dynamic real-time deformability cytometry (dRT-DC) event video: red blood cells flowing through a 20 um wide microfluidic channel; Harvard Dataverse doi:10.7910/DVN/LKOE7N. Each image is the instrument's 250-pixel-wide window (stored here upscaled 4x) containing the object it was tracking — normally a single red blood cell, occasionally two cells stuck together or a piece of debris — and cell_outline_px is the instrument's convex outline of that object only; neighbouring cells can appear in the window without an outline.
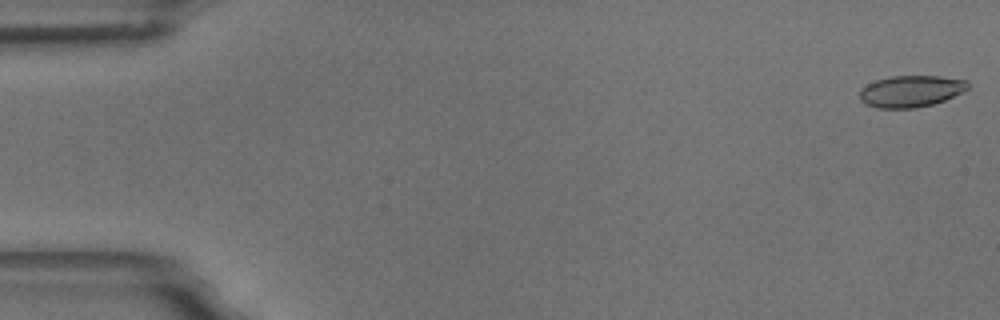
{"species": "common noctule bat (a hibernating species)", "species_latin": "Nyctalus noctula", "temperature_condition": "room temperature", "stored_images_in_passage": 6, "camera_frame_rate_fps": 3000, "um_per_image_px": 0.085, "animal": {"sex": "male", "body_mass_g": 18.8}, "frame": {"image": 1, "passage_image": 1, "time_ms": 0.0, "image_size_px": [1000, 320], "cell_outline_px": [[968, 88], [944, 100], [932, 104], [916, 108], [876, 108], [860, 100], [860, 88], [876, 80], [892, 76], [940, 76], [968, 80]], "centroid_in_image_um": [77.41, 7.75], "position_along_channel_um": 7.6, "area_um2": 19.77}}
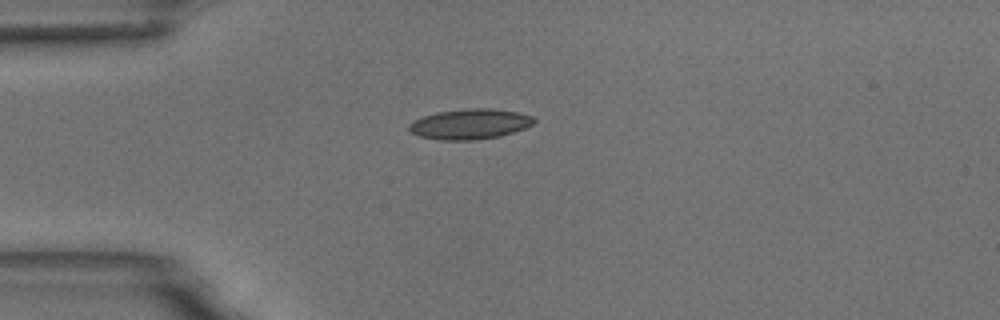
{"frame": {"image": 2, "passage_image": 4, "time_ms": 4.333, "image_size_px": [1000, 320], "cell_outline_px": [[536, 120], [532, 124], [524, 128], [500, 136], [472, 140], [440, 140], [420, 136], [412, 132], [408, 128], [408, 124], [412, 120], [436, 112], [472, 108], [492, 108], [516, 112], [532, 116]], "centroid_in_image_um": [39.91, 10.54], "position_along_channel_um": 45.1, "area_um2": 21.91}}
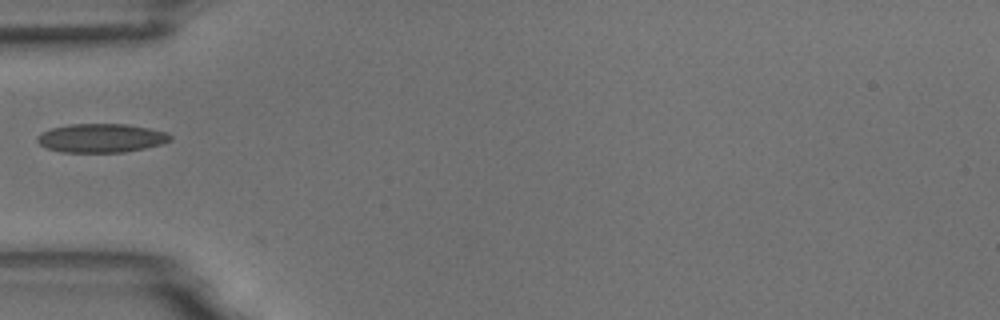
{"frame": {"image": 3, "passage_image": 5, "time_ms": 5.667, "image_size_px": [1000, 320], "cell_outline_px": [[172, 140], [160, 144], [144, 148], [124, 152], [60, 152], [48, 148], [40, 144], [36, 140], [36, 136], [52, 128], [68, 124], [128, 124], [168, 132], [172, 136]], "centroid_in_image_um": [8.62, 11.73], "position_along_channel_um": 76.4, "area_um2": 22.25}}